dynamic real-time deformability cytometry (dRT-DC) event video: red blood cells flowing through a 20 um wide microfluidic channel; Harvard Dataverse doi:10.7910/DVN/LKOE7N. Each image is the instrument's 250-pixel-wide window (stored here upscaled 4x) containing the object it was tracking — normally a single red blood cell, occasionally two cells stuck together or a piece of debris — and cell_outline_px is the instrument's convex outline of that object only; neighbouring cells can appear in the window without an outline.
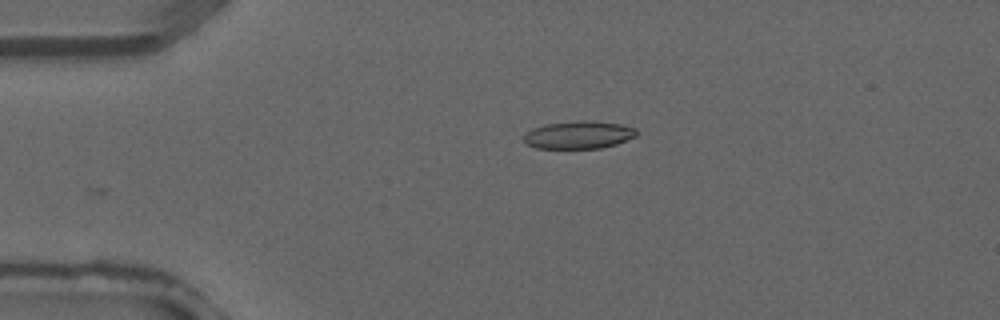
{"species": "common noctule bat (a hibernating species)", "species_latin": "Nyctalus noctula", "temperature_condition": "warm", "stored_images_in_passage": 3, "camera_frame_rate_fps": 3000, "um_per_image_px": 0.085, "animal": {"sex": "male", "forearm_length_mm": 52.5}, "frame": {"image": 1, "passage_image": 3, "time_ms": 0.667, "image_size_px": [1000, 320], "cell_outline_px": [[636, 136], [616, 144], [600, 148], [536, 148], [524, 144], [524, 136], [532, 128], [548, 124], [580, 120], [592, 120], [624, 124], [636, 128]], "centroid_in_image_um": [49.21, 11.46], "position_along_channel_um": 35.8, "area_um2": 18.26}}